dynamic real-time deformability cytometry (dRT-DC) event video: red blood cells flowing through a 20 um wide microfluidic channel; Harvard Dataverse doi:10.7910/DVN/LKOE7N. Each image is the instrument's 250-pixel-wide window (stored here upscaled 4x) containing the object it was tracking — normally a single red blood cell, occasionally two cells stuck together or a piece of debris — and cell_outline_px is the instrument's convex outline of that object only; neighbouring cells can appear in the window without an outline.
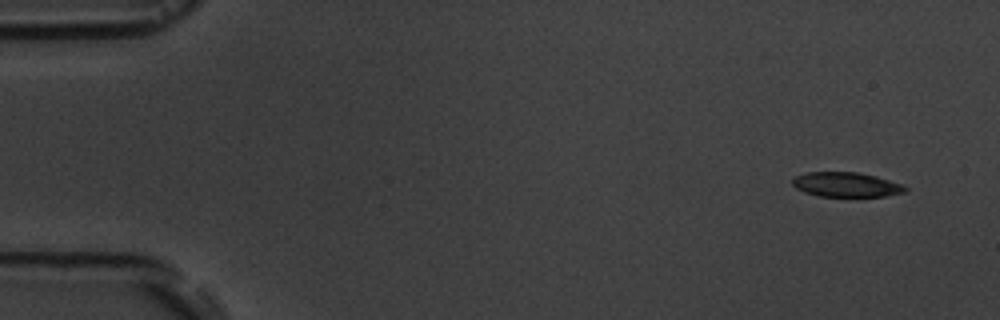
{"species": "common noctule bat (a hibernating species)", "species_latin": "Nyctalus noctula", "temperature_condition": "room temperature", "stored_images_in_passage": 8, "camera_frame_rate_fps": 3000, "um_per_image_px": 0.085, "animal": {"sex": "male", "body_mass_g": 19.5, "forearm_length_mm": 54.6}, "frame": {"image": 1, "passage_image": 1, "time_ms": 0.0, "image_size_px": [1000, 320], "cell_outline_px": [[908, 192], [884, 196], [820, 196], [804, 192], [796, 188], [792, 184], [792, 180], [796, 176], [808, 172], [860, 172], [876, 176], [904, 184], [908, 188]], "centroid_in_image_um": [71.98, 15.69], "position_along_channel_um": 13.0, "area_um2": 16.3}}
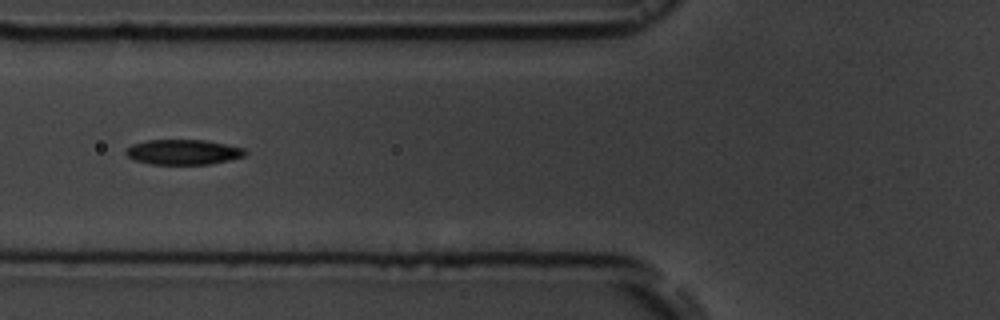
{"frame": {"image": 2, "passage_image": 6, "time_ms": 6.0, "image_size_px": [1000, 320], "cell_outline_px": [[248, 152], [244, 156], [228, 160], [208, 164], [148, 164], [136, 160], [128, 156], [124, 152], [132, 144], [148, 140], [204, 140], [244, 148]], "centroid_in_image_um": [15.57, 12.92], "position_along_channel_um": 110.2, "area_um2": 17.28}}
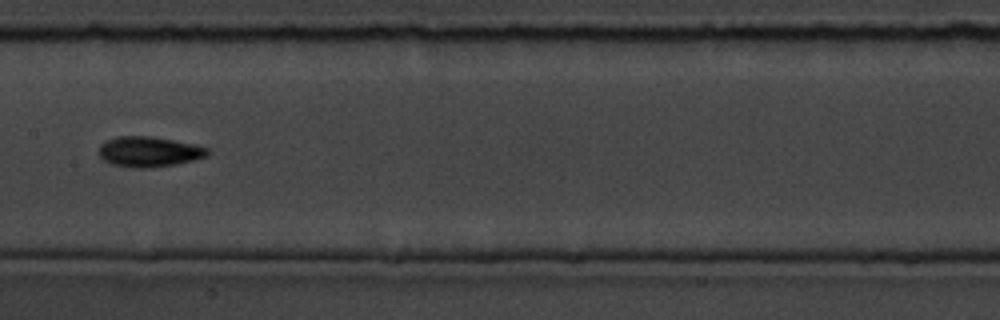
{"frame": {"image": 3, "passage_image": 8, "time_ms": 8.333, "image_size_px": [1000, 320], "cell_outline_px": [[208, 156], [176, 164], [144, 168], [132, 168], [112, 164], [104, 160], [100, 156], [100, 144], [116, 136], [152, 136], [196, 144], [208, 148]], "centroid_in_image_um": [12.68, 12.89], "position_along_channel_um": 194.7, "area_um2": 19.13}}